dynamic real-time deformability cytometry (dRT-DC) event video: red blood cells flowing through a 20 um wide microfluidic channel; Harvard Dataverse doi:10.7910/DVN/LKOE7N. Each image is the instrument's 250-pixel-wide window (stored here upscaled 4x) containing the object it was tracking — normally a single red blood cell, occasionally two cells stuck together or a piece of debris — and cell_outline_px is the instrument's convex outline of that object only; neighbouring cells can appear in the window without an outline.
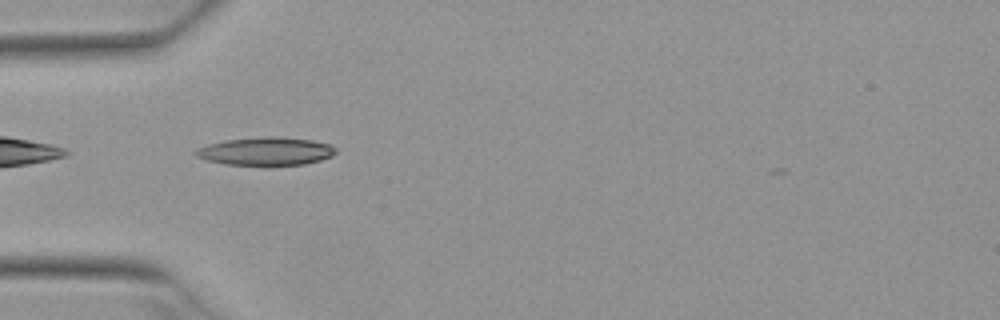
{"species": "Egyptian fruit bat (a non-hibernating species)", "species_latin": "Rousettus aegyptiacus", "temperature_condition": "warm", "stored_images_in_passage": 2, "camera_frame_rate_fps": 3000, "um_per_image_px": 0.085, "animal": {"sex": "female"}, "frame": {"image": 1, "passage_image": 1, "time_ms": 0.0, "image_size_px": [1000, 320], "cell_outline_px": [[336, 152], [332, 156], [320, 160], [304, 164], [224, 164], [208, 160], [196, 156], [192, 152], [196, 148], [208, 144], [228, 140], [268, 136], [276, 136], [312, 140], [332, 144], [336, 148]], "centroid_in_image_um": [22.61, 12.84], "position_along_channel_um": 62.4, "area_um2": 22.66}}
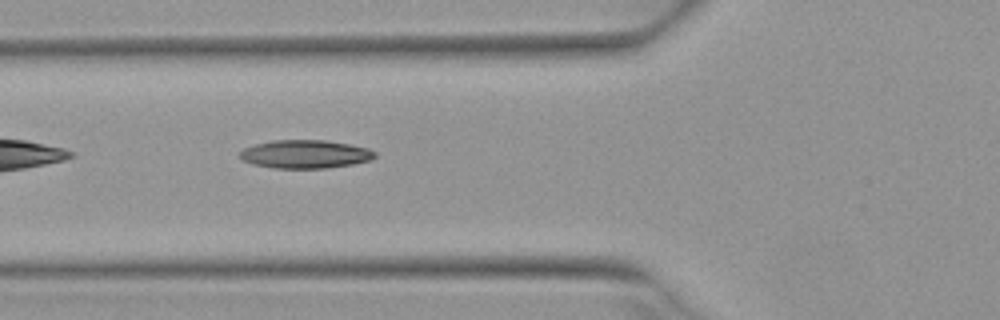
{"frame": {"image": 2, "passage_image": 2, "time_ms": 0.333, "image_size_px": [1000, 320], "cell_outline_px": [[376, 156], [368, 160], [352, 164], [324, 168], [272, 168], [256, 164], [244, 160], [240, 156], [240, 152], [244, 148], [256, 144], [272, 140], [324, 140], [348, 144], [368, 148], [376, 152]], "centroid_in_image_um": [25.95, 13.09], "position_along_channel_um": 99.9, "area_um2": 21.96}}